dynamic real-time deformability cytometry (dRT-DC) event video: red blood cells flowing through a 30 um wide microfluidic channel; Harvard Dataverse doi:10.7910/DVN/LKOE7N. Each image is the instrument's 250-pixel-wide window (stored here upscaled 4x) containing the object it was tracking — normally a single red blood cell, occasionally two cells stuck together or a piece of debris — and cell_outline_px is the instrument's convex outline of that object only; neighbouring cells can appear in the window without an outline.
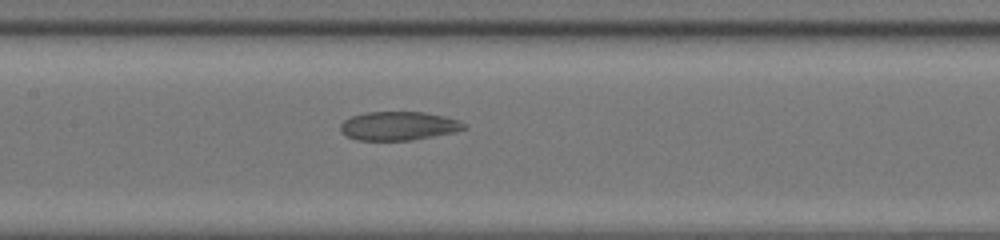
{"species": "common noctule bat (a hibernating species)", "species_latin": "Nyctalus noctula", "temperature_condition": "room temperature", "stored_images_in_passage": 47, "camera_frame_rate_fps": 3000, "um_per_image_px": 0.085, "animal": {"sex": "female", "body_mass_g": 20.0, "forearm_length_mm": 54.0}, "frame": {"image": 1, "passage_image": 26, "time_ms": 8.333, "image_size_px": [1000, 240], "cell_outline_px": [[468, 128], [456, 132], [412, 140], [356, 140], [344, 136], [340, 132], [340, 124], [344, 120], [352, 116], [368, 112], [424, 112], [444, 116], [460, 120], [468, 124]], "centroid_in_image_um": [33.9, 10.71], "position_along_channel_um": 173.5, "area_um2": 20.98}}
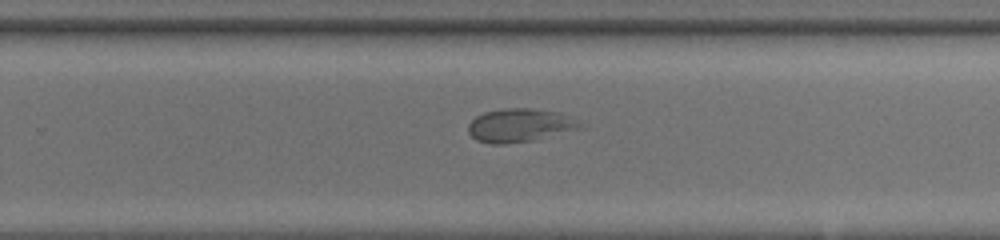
{"frame": {"image": 2, "passage_image": 34, "time_ms": 11.0, "image_size_px": [1000, 240], "cell_outline_px": [[588, 128], [532, 140], [504, 144], [492, 144], [476, 140], [468, 132], [468, 124], [476, 116], [484, 112], [504, 108], [532, 108], [560, 112], [580, 120], [588, 124]], "centroid_in_image_um": [44.3, 10.64], "position_along_channel_um": 285.5, "area_um2": 22.37}}
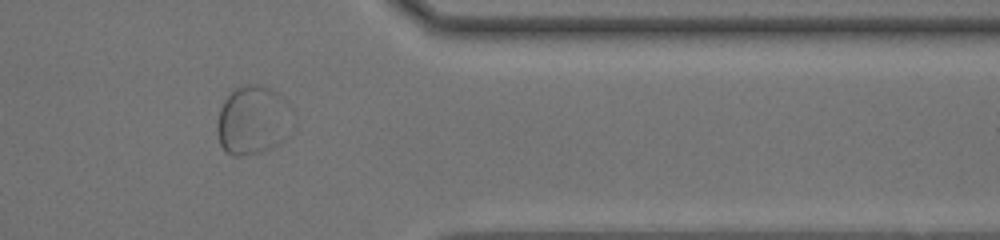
{"frame": {"image": 3, "passage_image": 42, "time_ms": 13.667, "image_size_px": [1000, 240], "cell_outline_px": [[284, 140], [260, 152], [240, 156], [232, 156], [224, 152], [220, 144], [216, 128], [216, 120], [220, 108], [224, 100], [236, 88], [248, 84], [260, 84], [276, 92]], "centroid_in_image_um": [21.19, 10.27], "position_along_channel_um": 390.2, "area_um2": 27.63}}